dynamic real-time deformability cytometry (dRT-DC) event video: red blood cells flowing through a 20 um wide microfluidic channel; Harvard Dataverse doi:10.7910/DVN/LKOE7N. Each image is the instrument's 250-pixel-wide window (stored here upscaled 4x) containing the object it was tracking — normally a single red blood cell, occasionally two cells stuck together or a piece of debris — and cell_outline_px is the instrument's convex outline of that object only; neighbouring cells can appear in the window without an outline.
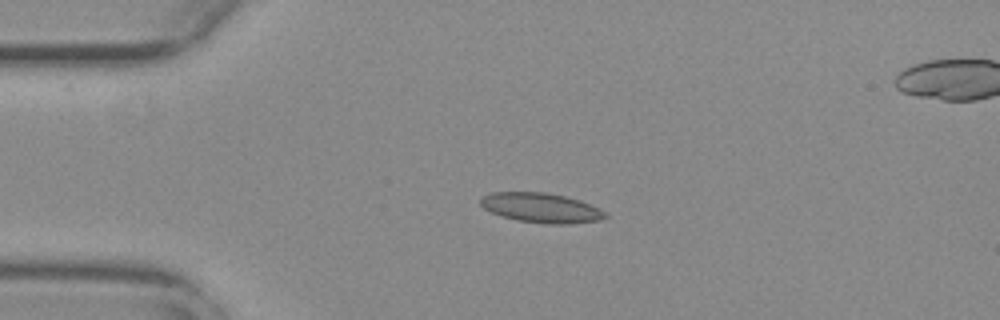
{"species": "common noctule bat (a hibernating species)", "species_latin": "Nyctalus noctula", "temperature_condition": "warm", "stored_images_in_passage": 44, "camera_frame_rate_fps": 3000, "um_per_image_px": 0.085, "animal": {"sex": "female", "body_mass_g": 29.2, "forearm_length_mm": 56.3}, "frame": {"image": 1, "passage_image": 1, "time_ms": 0.0, "image_size_px": [1000, 320], "cell_outline_px": [[608, 216], [600, 220], [568, 224], [548, 224], [516, 220], [492, 212], [484, 208], [480, 204], [480, 196], [492, 192], [544, 192], [564, 196], [580, 200], [604, 212]], "centroid_in_image_um": [45.96, 17.66], "position_along_channel_um": 39.0, "area_um2": 21.39}}
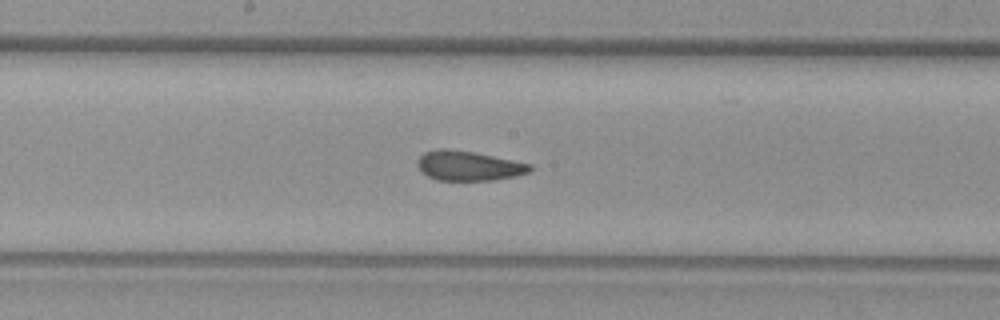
{"frame": {"image": 2, "passage_image": 17, "time_ms": 5.333, "image_size_px": [1000, 320], "cell_outline_px": [[532, 172], [516, 176], [492, 180], [436, 180], [420, 172], [416, 164], [416, 160], [424, 152], [440, 148], [444, 148], [472, 152], [532, 164]], "centroid_in_image_um": [39.8, 14.1], "position_along_channel_um": 208.4, "area_um2": 19.54}}
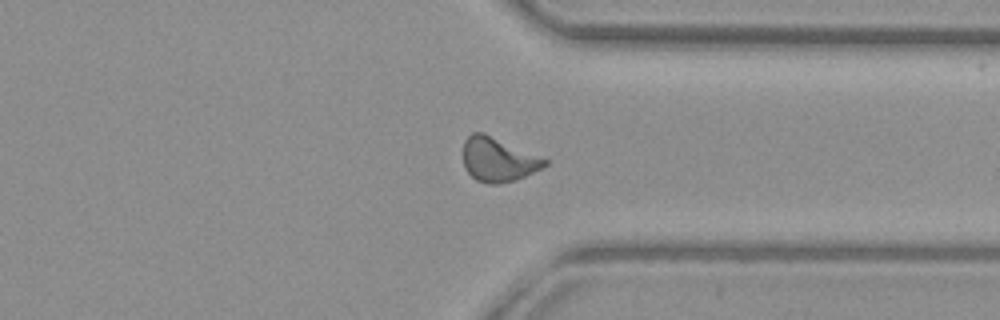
{"frame": {"image": 3, "passage_image": 30, "time_ms": 9.667, "image_size_px": [1000, 320], "cell_outline_px": [[548, 164], [516, 180], [496, 184], [488, 184], [476, 180], [464, 168], [464, 140], [472, 132], [484, 132], [548, 160]], "centroid_in_image_um": [42.31, 13.56], "position_along_channel_um": 369.1, "area_um2": 20.75}, "authors_computed_cell_mechanics": {"area_um2": 20.0277, "velocity_mm_per_s": 3.7405, "shape_relaxation_time_tau1_ms": null, "shape_relaxation_time_tau2_ms": 1.7596, "deformation_change_tau1": null, "deformation_change_tau2": 0.0723}}